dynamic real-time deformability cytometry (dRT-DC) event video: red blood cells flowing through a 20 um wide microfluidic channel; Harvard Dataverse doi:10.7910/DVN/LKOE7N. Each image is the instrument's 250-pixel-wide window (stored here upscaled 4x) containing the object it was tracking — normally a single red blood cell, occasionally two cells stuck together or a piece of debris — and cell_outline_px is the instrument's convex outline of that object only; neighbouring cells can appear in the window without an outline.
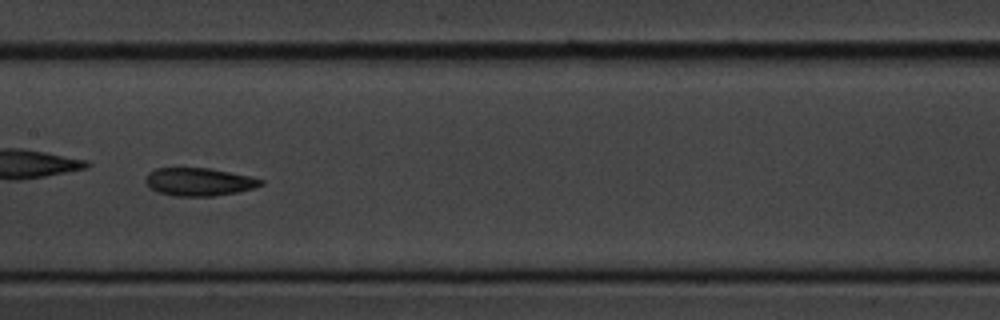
{"species": "common noctule bat (a hibernating species)", "species_latin": "Nyctalus noctula", "temperature_condition": "cold", "stored_images_in_passage": 45, "segment_of_instrument_passage": [1, 2], "camera_frame_rate_fps": 3000, "um_per_image_px": 0.085, "animal": {"sex": "male", "body_mass_g": 20.1, "forearm_length_mm": 53.5}, "frame": {"image": 1, "passage_image": 27, "time_ms": 8.667, "image_size_px": [1000, 320], "cell_outline_px": [[264, 184], [240, 192], [212, 196], [176, 196], [156, 192], [144, 180], [148, 172], [156, 168], [212, 168], [248, 176], [264, 180]], "centroid_in_image_um": [16.91, 15.45], "position_along_channel_um": 190.5, "area_um2": 18.79}}
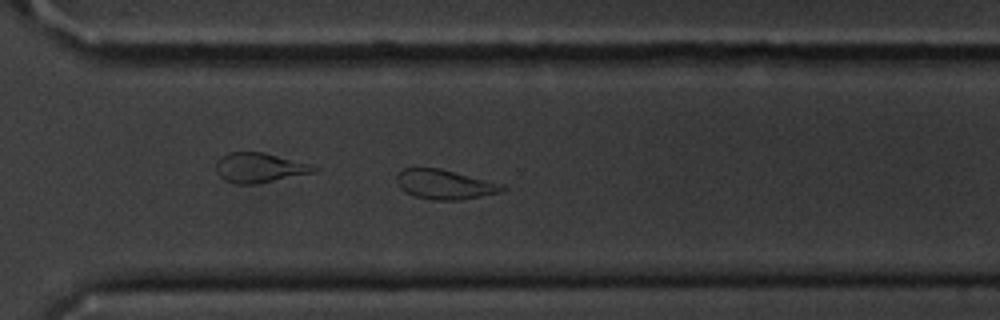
{"frame": {"image": 2, "passage_image": 39, "time_ms": 12.667, "image_size_px": [1000, 320], "cell_outline_px": [[508, 188], [500, 192], [460, 200], [436, 200], [412, 196], [404, 192], [400, 188], [396, 180], [396, 176], [404, 168], [440, 168], [504, 184]], "centroid_in_image_um": [37.8, 15.68], "position_along_channel_um": 332.8, "area_um2": 18.26}}
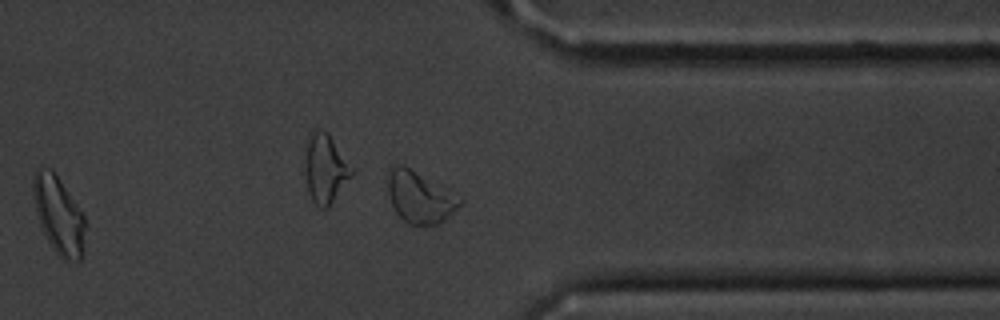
{"frame": {"image": 3, "passage_image": 43, "time_ms": 14.0, "image_size_px": [1000, 320], "cell_outline_px": [[84, 252], [80, 260], [68, 264], [52, 248], [40, 224], [36, 212], [32, 188], [32, 180], [36, 168], [52, 168], [84, 216]], "centroid_in_image_um": [4.98, 18.31], "position_along_channel_um": 406.4, "area_um2": 23.41}}